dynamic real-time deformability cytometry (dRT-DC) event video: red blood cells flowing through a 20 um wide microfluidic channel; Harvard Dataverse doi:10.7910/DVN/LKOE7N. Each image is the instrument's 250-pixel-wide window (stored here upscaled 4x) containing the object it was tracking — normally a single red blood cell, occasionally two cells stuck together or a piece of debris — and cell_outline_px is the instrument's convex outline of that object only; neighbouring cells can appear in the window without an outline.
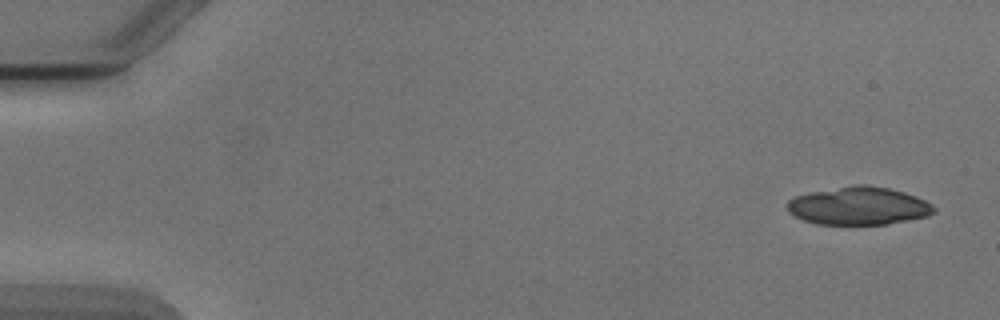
{"species": "Egyptian fruit bat (a non-hibernating species)", "species_latin": "Rousettus aegyptiacus", "temperature_condition": "cold", "stored_images_in_passage": 5, "camera_frame_rate_fps": 3000, "um_per_image_px": 0.085, "animal": {"sex": "male"}, "frame": {"image": 1, "passage_image": 1, "time_ms": 0.0, "image_size_px": [1000, 320], "cell_outline_px": [[936, 212], [928, 216], [888, 224], [816, 224], [804, 220], [788, 212], [788, 200], [792, 196], [808, 192], [852, 184], [868, 184], [888, 188], [904, 192], [916, 196], [932, 204], [936, 208]], "centroid_in_image_um": [72.98, 17.48], "position_along_channel_um": 12.0, "area_um2": 32.77}}